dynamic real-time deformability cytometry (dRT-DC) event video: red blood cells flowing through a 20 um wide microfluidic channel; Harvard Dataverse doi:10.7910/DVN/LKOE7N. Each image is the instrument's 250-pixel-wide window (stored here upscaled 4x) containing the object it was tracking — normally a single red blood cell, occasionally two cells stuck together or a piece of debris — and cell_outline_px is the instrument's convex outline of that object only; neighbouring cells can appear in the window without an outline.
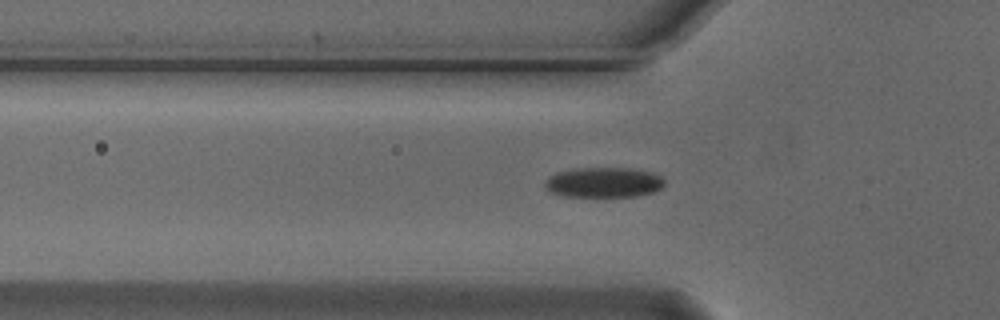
{"species": "Egyptian fruit bat (a non-hibernating species)", "species_latin": "Rousettus aegyptiacus", "temperature_condition": "cold", "stored_images_in_passage": 38, "camera_frame_rate_fps": 3000, "um_per_image_px": 0.085, "animal": {"sex": "male"}, "frame": {"image": 1, "passage_image": 3, "time_ms": 0.667, "image_size_px": [1000, 320], "cell_outline_px": [[664, 184], [660, 188], [652, 192], [636, 196], [564, 196], [552, 192], [544, 188], [544, 184], [548, 176], [556, 172], [572, 168], [632, 168], [652, 172], [660, 176], [664, 180]], "centroid_in_image_um": [51.28, 15.49], "position_along_channel_um": 74.5, "area_um2": 21.04}}
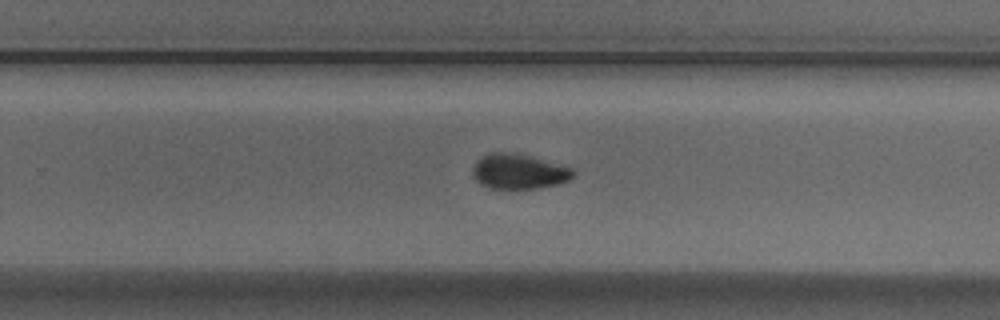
{"frame": {"image": 2, "passage_image": 20, "time_ms": 6.333, "image_size_px": [1000, 320], "cell_outline_px": [[576, 176], [572, 180], [560, 184], [536, 188], [488, 188], [480, 184], [472, 176], [472, 168], [476, 160], [480, 156], [488, 152], [512, 152], [532, 156], [572, 168], [576, 172]], "centroid_in_image_um": [44.1, 14.57], "position_along_channel_um": 285.7, "area_um2": 20.98}}
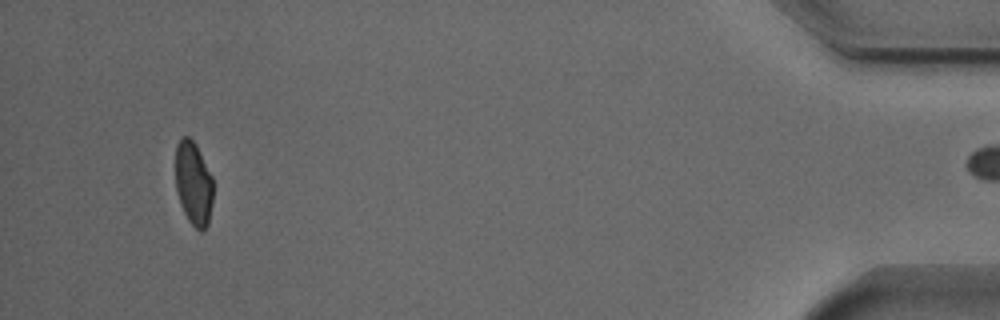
{"frame": {"image": 3, "passage_image": 37, "time_ms": 12.0, "image_size_px": [1000, 320], "cell_outline_px": [[212, 204], [208, 224], [204, 232], [200, 232], [188, 220], [180, 204], [176, 192], [176, 144], [184, 136], [188, 136], [196, 144], [212, 176]], "centroid_in_image_um": [16.44, 15.61], "position_along_channel_um": 418.8, "area_um2": 18.44}, "authors_computed_cell_mechanics": {"area_um2": 20.4901, "velocity_mm_per_s": 3.731, "shape_relaxation_time_tau1_ms": 3.5634, "shape_relaxation_time_tau2_ms": 10.8958, "deformation_change_tau1": 0.1122, "deformation_change_tau2": 0.1279}}